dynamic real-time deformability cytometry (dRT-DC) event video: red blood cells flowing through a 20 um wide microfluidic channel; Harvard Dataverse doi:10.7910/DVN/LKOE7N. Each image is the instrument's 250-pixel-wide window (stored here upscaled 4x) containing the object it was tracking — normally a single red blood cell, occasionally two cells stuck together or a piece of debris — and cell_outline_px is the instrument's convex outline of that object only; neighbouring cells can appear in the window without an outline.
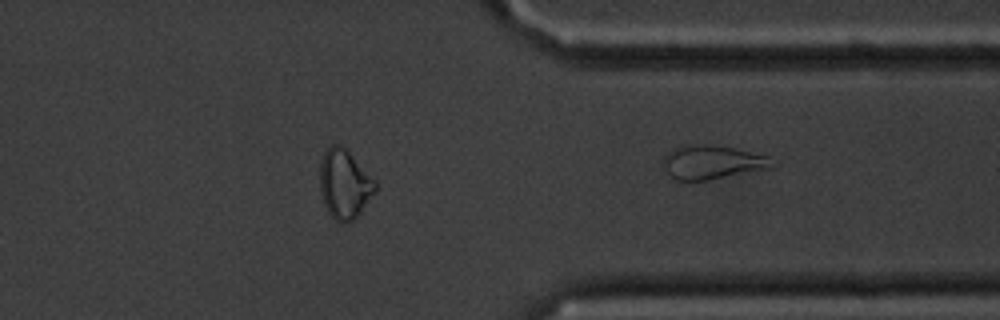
{"species": "common noctule bat (a hibernating species)", "species_latin": "Nyctalus noctula", "temperature_condition": "cold", "stored_images_in_passage": 48, "segment_of_instrument_passage": [2, 2], "camera_frame_rate_fps": 3000, "um_per_image_px": 0.085, "animal": {"sex": "male", "body_mass_g": 20.1, "forearm_length_mm": 53.5}, "frame": {"image": 1, "passage_image": 48, "time_ms": 15.667, "image_size_px": [1000, 320], "cell_outline_px": [[776, 164], [764, 168], [704, 180], [676, 180], [660, 168], [664, 156], [672, 148], [680, 144], [712, 144], [732, 148], [768, 156]], "centroid_in_image_um": [60.38, 13.75], "position_along_channel_um": 351.0, "area_um2": 21.27}}